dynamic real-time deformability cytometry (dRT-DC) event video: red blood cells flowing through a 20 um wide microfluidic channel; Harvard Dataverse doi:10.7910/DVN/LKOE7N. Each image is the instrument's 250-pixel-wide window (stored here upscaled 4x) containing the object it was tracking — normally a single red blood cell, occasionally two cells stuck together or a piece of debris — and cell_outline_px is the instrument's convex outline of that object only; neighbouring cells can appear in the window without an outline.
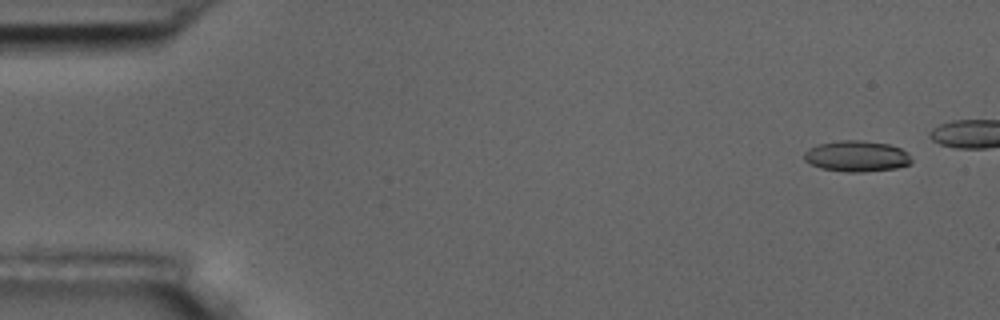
{"species": "common noctule bat (a hibernating species)", "species_latin": "Nyctalus noctula", "temperature_condition": "room temperature", "stored_images_in_passage": 6, "camera_frame_rate_fps": 3000, "um_per_image_px": 0.085, "animal": {"sex": "male", "body_mass_g": 17.5, "forearm_length_mm": 52.3}, "frame": {"image": 1, "passage_image": 1, "time_ms": 0.0, "image_size_px": [1000, 320], "cell_outline_px": [[912, 160], [908, 164], [896, 168], [860, 172], [848, 172], [820, 168], [804, 160], [804, 152], [820, 144], [840, 140], [864, 140], [888, 144], [900, 148], [908, 152]], "centroid_in_image_um": [72.84, 13.27], "position_along_channel_um": 12.2, "area_um2": 19.19}}
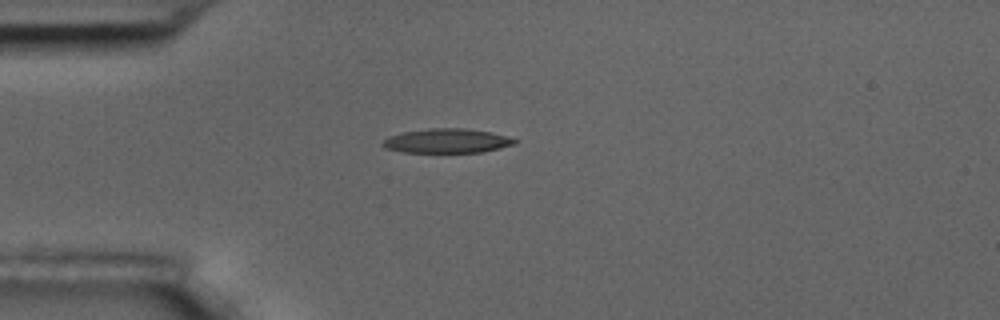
{"frame": {"image": 2, "passage_image": 6, "time_ms": 5.667, "image_size_px": [1000, 320], "cell_outline_px": [[520, 140], [516, 144], [500, 148], [480, 152], [404, 152], [384, 148], [380, 144], [388, 136], [404, 132], [428, 128], [464, 128], [492, 132]], "centroid_in_image_um": [38.0, 11.97], "position_along_channel_um": 47.0, "area_um2": 18.79}}